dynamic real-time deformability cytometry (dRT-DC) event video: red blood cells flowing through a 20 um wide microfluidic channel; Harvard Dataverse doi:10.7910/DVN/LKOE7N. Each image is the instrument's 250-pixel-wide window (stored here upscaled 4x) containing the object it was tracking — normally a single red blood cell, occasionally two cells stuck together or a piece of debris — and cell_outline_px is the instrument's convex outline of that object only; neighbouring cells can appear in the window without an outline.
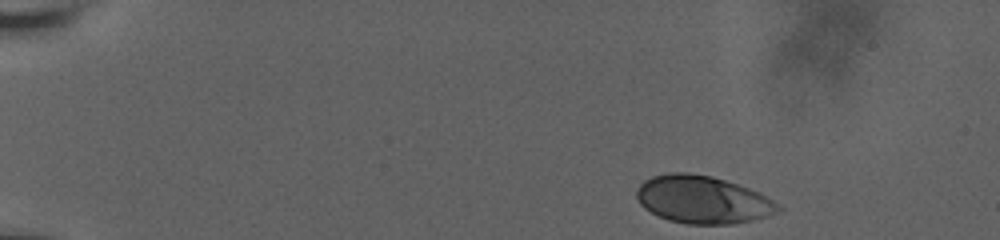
{"species": "human", "species_latin": "Homo sapiens", "temperature_condition": "room temperature", "stored_images_in_passage": 30, "camera_frame_rate_fps": 3000, "um_per_image_px": 0.085, "donor": {"sex": "male"}, "frame": {"image": 1, "passage_image": 1, "time_ms": 0.0, "image_size_px": [1000, 240], "cell_outline_px": [[784, 208], [780, 212], [768, 216], [752, 220], [732, 224], [688, 224], [668, 220], [644, 208], [640, 204], [636, 196], [636, 192], [640, 184], [644, 180], [652, 176], [668, 172], [688, 172], [712, 176], [760, 192]], "centroid_in_image_um": [59.74, 16.97], "position_along_channel_um": 25.3, "area_um2": 39.42}}